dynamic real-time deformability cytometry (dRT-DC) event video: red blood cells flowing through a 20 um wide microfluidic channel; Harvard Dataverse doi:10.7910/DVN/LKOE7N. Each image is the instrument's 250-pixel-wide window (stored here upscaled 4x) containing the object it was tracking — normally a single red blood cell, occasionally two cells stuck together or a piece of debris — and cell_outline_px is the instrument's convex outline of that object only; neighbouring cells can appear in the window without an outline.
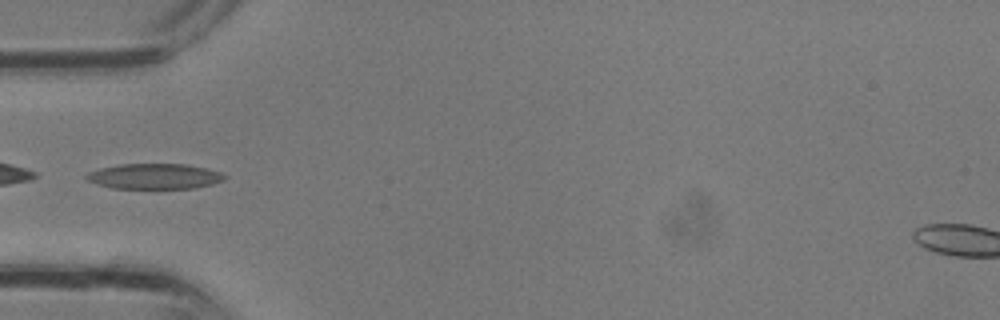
{"species": "common noctule bat (a hibernating species)", "species_latin": "Nyctalus noctula", "temperature_condition": "room temperature", "stored_images_in_passage": 17, "camera_frame_rate_fps": 3000, "um_per_image_px": 0.085, "animal": {"sex": "male", "body_mass_g": 13.3}, "frame": {"image": 1, "passage_image": 1, "time_ms": 0.0, "image_size_px": [1000, 320], "cell_outline_px": [[228, 176], [224, 180], [212, 184], [192, 188], [112, 188], [96, 184], [88, 180], [84, 176], [88, 172], [100, 168], [120, 164], [184, 164], [204, 168], [220, 172]], "centroid_in_image_um": [13.11, 14.98], "position_along_channel_um": 71.9, "area_um2": 20.35}}
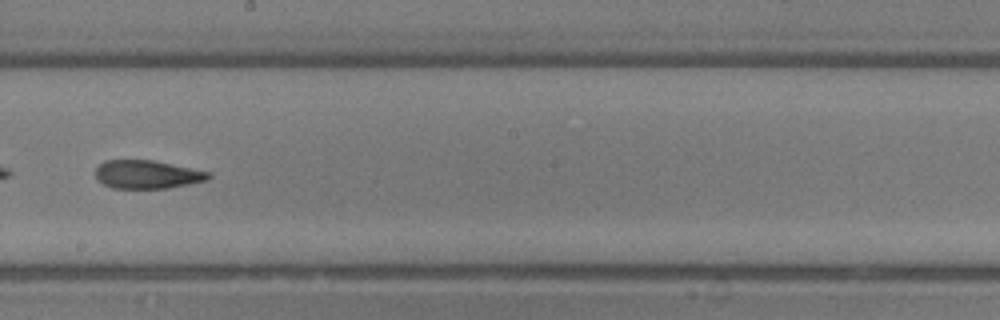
{"frame": {"image": 2, "passage_image": 9, "time_ms": 2.667, "image_size_px": [1000, 320], "cell_outline_px": [[212, 176], [208, 180], [168, 188], [112, 188], [96, 180], [96, 168], [104, 160], [152, 160], [212, 172]], "centroid_in_image_um": [12.52, 14.82], "position_along_channel_um": 235.7, "area_um2": 18.73}}
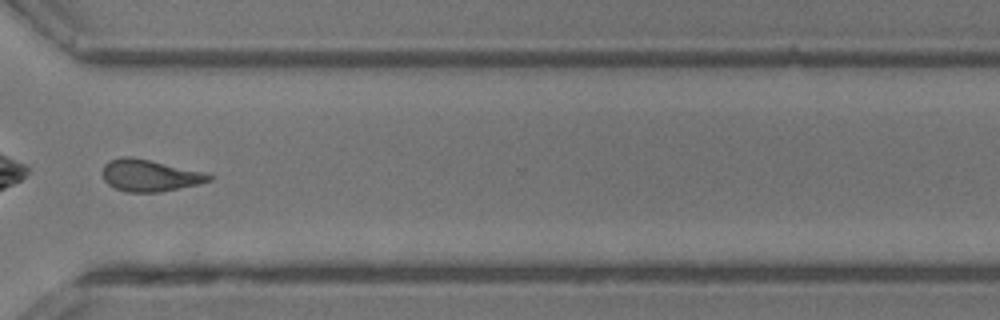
{"frame": {"image": 3, "passage_image": 15, "time_ms": 4.667, "image_size_px": [1000, 320], "cell_outline_px": [[212, 180], [196, 184], [160, 192], [128, 192], [116, 188], [108, 184], [104, 180], [104, 164], [108, 160], [124, 156], [128, 156], [208, 172], [212, 176]], "centroid_in_image_um": [12.74, 14.91], "position_along_channel_um": 357.9, "area_um2": 19.54}}